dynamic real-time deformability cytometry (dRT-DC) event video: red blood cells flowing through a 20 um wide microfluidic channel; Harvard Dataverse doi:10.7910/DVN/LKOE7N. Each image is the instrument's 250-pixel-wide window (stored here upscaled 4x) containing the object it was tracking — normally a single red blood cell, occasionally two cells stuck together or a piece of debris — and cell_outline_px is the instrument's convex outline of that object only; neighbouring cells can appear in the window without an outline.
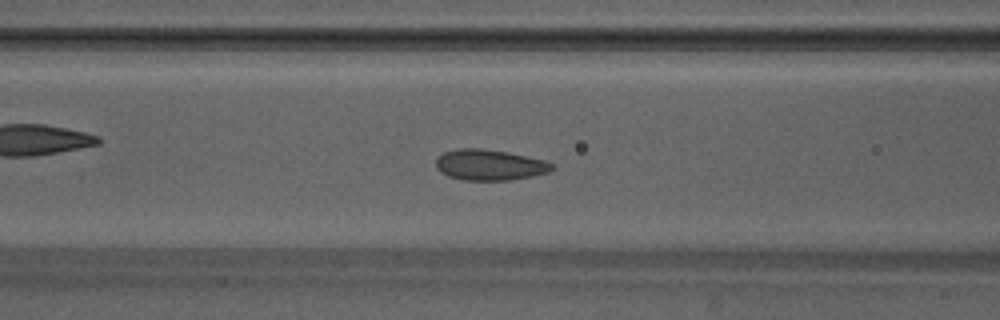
{"species": "Egyptian fruit bat (a non-hibernating species)", "species_latin": "Rousettus aegyptiacus", "temperature_condition": "warm", "stored_images_in_passage": 40, "camera_frame_rate_fps": 3000, "um_per_image_px": 0.085, "animal": {"sex": "male"}, "frame": {"image": 1, "passage_image": 11, "time_ms": 3.333, "image_size_px": [1000, 320], "cell_outline_px": [[556, 168], [548, 172], [532, 176], [508, 180], [464, 180], [448, 176], [440, 172], [436, 168], [436, 160], [444, 152], [456, 148], [480, 148], [508, 152], [544, 160], [552, 164]], "centroid_in_image_um": [41.6, 14.01], "position_along_channel_um": 125.0, "area_um2": 20.81}}
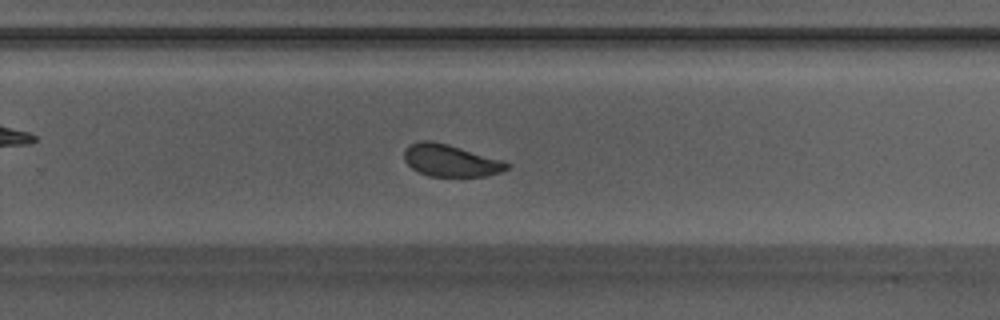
{"frame": {"image": 2, "passage_image": 23, "time_ms": 7.333, "image_size_px": [1000, 320], "cell_outline_px": [[512, 164], [508, 168], [500, 172], [488, 176], [428, 176], [412, 168], [404, 160], [404, 148], [408, 144], [420, 140], [432, 140], [448, 144], [500, 160]], "centroid_in_image_um": [38.25, 13.63], "position_along_channel_um": 291.6, "area_um2": 19.13}}
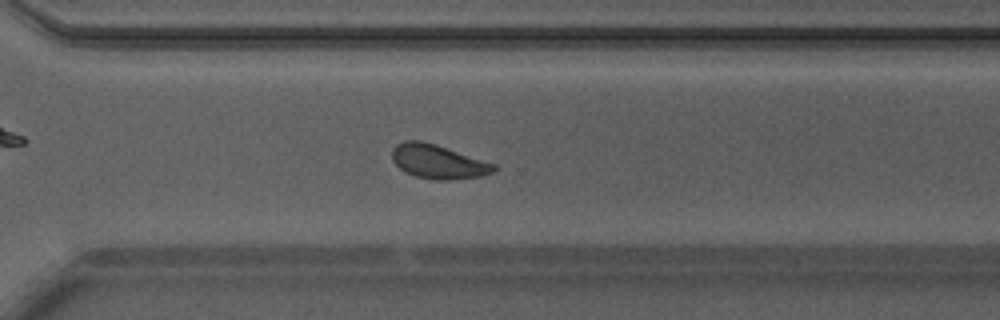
{"frame": {"image": 3, "passage_image": 26, "time_ms": 8.333, "image_size_px": [1000, 320], "cell_outline_px": [[496, 168], [492, 172], [480, 176], [448, 180], [436, 180], [416, 176], [404, 172], [392, 160], [392, 148], [396, 144], [404, 140], [420, 140], [436, 144], [496, 164]], "centroid_in_image_um": [37.2, 13.73], "position_along_channel_um": 333.4, "area_um2": 20.17}, "authors_computed_cell_mechanics": {"area_um2": 20.3167, "velocity_mm_per_s": 4.1759, "shape_relaxation_time_tau1_ms": 2.201, "shape_relaxation_time_tau2_ms": 1.225, "deformation_change_tau1": 0.0755, "deformation_change_tau2": 0.0485}}